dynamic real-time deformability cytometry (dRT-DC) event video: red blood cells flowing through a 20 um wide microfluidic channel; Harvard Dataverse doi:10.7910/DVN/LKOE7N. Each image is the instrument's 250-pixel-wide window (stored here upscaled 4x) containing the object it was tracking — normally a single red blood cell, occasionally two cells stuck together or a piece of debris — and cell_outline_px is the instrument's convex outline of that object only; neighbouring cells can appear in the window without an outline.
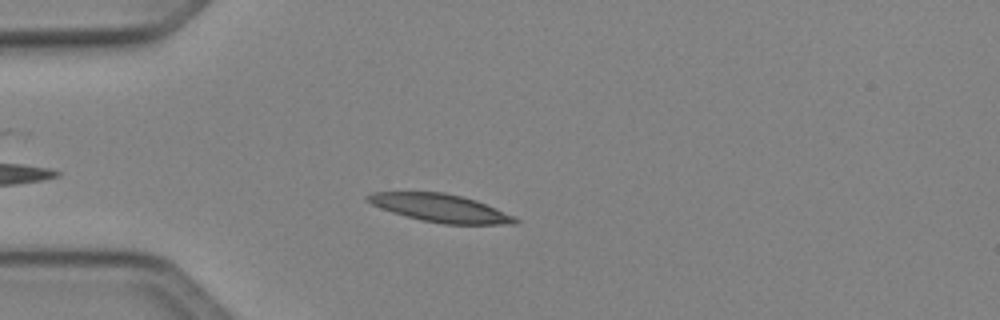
{"species": "Egyptian fruit bat (a non-hibernating species)", "species_latin": "Rousettus aegyptiacus", "temperature_condition": "cold", "stored_images_in_passage": 39, "camera_frame_rate_fps": 3000, "um_per_image_px": 0.085, "animal": {"sex": "female"}, "frame": {"image": 1, "passage_image": 6, "time_ms": 1.667, "image_size_px": [1000, 320], "cell_outline_px": [[520, 220], [516, 224], [444, 224], [420, 220], [392, 212], [372, 204], [364, 196], [372, 192], [444, 192], [476, 200], [496, 208]], "centroid_in_image_um": [37.42, 17.68], "position_along_channel_um": 47.6, "area_um2": 23.76}}
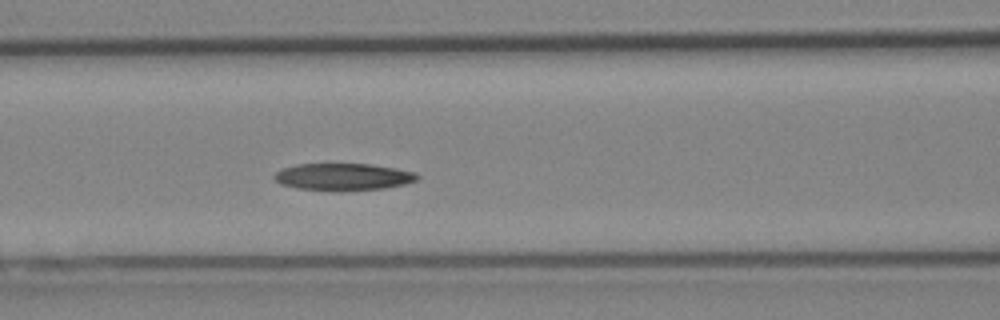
{"frame": {"image": 2, "passage_image": 14, "time_ms": 4.333, "image_size_px": [1000, 320], "cell_outline_px": [[420, 176], [416, 180], [404, 184], [384, 188], [340, 192], [296, 188], [280, 184], [272, 176], [280, 168], [296, 164], [368, 164], [396, 168], [416, 172]], "centroid_in_image_um": [29.14, 15.04], "position_along_channel_um": 137.5, "area_um2": 22.89}}
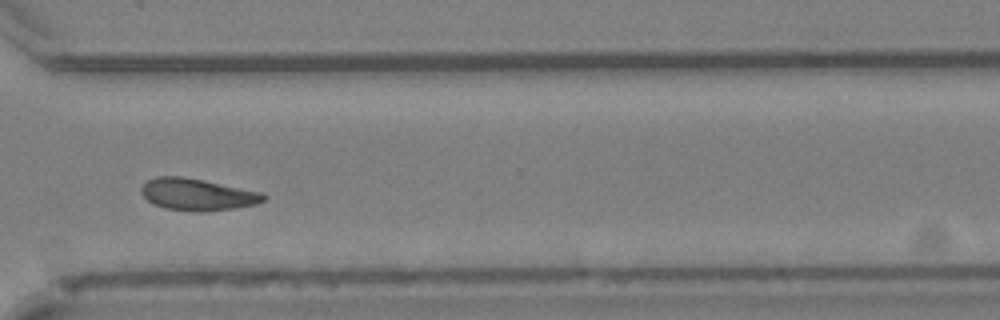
{"frame": {"image": 3, "passage_image": 30, "time_ms": 9.667, "image_size_px": [1000, 320], "cell_outline_px": [[268, 196], [264, 200], [256, 204], [236, 208], [204, 212], [192, 212], [164, 208], [148, 200], [140, 192], [140, 188], [148, 180], [156, 176], [180, 176], [204, 180], [260, 192]], "centroid_in_image_um": [16.77, 16.54], "position_along_channel_um": 353.8, "area_um2": 22.72}, "authors_computed_cell_mechanics": {"area_um2": 22.5998, "velocity_mm_per_s": 4.0456, "shape_relaxation_time_tau1_ms": 6.0702, "shape_relaxation_time_tau2_ms": 10.78, "deformation_change_tau1": 0.1696, "deformation_change_tau2": 0.1879}}